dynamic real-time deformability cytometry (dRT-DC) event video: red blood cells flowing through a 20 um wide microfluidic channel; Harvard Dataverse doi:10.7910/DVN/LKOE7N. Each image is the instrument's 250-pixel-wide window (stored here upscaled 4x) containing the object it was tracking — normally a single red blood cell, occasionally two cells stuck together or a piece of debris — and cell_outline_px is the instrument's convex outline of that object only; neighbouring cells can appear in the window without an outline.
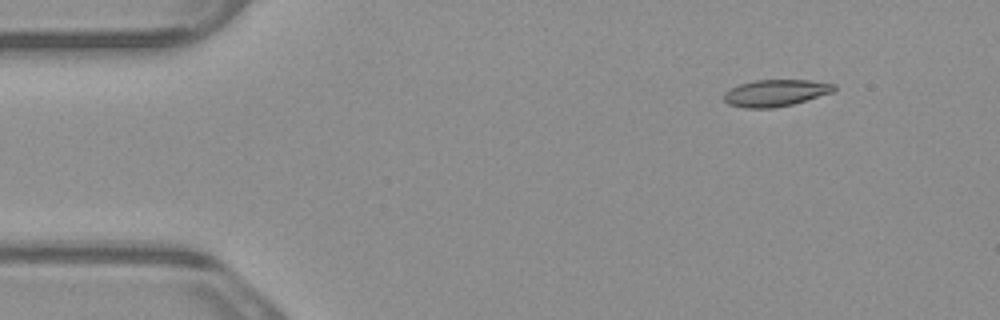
{"species": "common noctule bat (a hibernating species)", "species_latin": "Nyctalus noctula", "temperature_condition": "warm", "stored_images_in_passage": 3, "camera_frame_rate_fps": 3000, "um_per_image_px": 0.085, "animal": {"sex": "male", "body_mass_g": 23.1, "forearm_length_mm": 52.7}, "frame": {"image": 1, "passage_image": 1, "time_ms": 0.0, "image_size_px": [1000, 320], "cell_outline_px": [[836, 88], [832, 92], [792, 104], [772, 108], [744, 108], [728, 104], [724, 100], [724, 92], [740, 84], [756, 80], [808, 80], [836, 84]], "centroid_in_image_um": [65.91, 7.9], "position_along_channel_um": 19.1, "area_um2": 16.99}}